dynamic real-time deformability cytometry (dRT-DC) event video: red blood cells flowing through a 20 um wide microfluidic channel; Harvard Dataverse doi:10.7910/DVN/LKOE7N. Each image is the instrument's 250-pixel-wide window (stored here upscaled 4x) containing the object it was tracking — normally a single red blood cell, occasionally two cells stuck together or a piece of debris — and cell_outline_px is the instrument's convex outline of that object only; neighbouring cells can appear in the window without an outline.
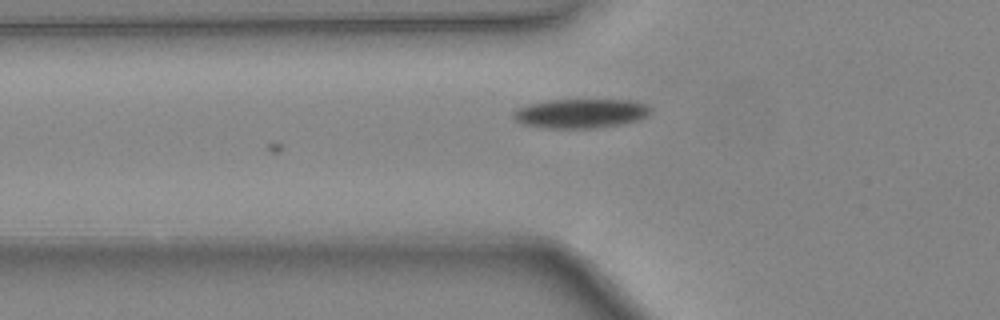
{"species": "common noctule bat (a hibernating species)", "species_latin": "Nyctalus noctula", "temperature_condition": "warm", "stored_images_in_passage": 15, "camera_frame_rate_fps": 3000, "um_per_image_px": 0.085, "animal": {"sex": "female", "body_mass_g": 24.6, "forearm_length_mm": 56.2}, "frame": {"image": 1, "passage_image": 15, "time_ms": 4.667, "image_size_px": [1000, 320], "cell_outline_px": [[652, 112], [648, 116], [640, 120], [624, 124], [596, 128], [544, 128], [520, 124], [512, 116], [512, 112], [516, 108], [528, 104], [548, 100], [636, 100], [648, 104], [652, 108]], "centroid_in_image_um": [49.4, 9.64], "position_along_channel_um": 76.4, "area_um2": 23.99}}